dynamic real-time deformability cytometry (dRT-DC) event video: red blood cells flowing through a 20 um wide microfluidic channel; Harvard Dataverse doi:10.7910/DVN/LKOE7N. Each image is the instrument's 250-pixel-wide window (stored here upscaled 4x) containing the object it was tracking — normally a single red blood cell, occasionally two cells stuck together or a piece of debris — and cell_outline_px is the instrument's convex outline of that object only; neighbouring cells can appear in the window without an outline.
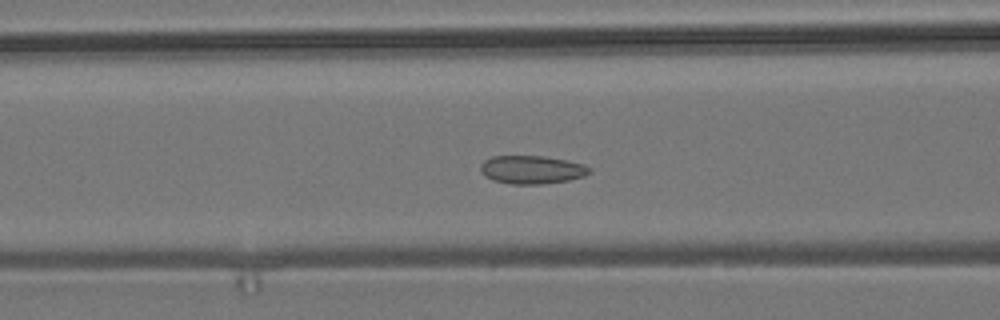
{"species": "common noctule bat (a hibernating species)", "species_latin": "Nyctalus noctula", "temperature_condition": "room temperature", "stored_images_in_passage": 51, "camera_frame_rate_fps": 3000, "um_per_image_px": 0.085, "animal": {"sex": "male", "body_mass_g": 19.2, "forearm_length_mm": 51.8}, "frame": {"image": 1, "passage_image": 21, "time_ms": 6.667, "image_size_px": [1000, 320], "cell_outline_px": [[592, 172], [584, 176], [568, 180], [540, 184], [512, 184], [492, 180], [484, 176], [480, 172], [480, 164], [484, 160], [492, 156], [544, 156], [568, 160], [584, 164], [592, 168]], "centroid_in_image_um": [45.2, 14.42], "position_along_channel_um": 121.4, "area_um2": 18.15}}
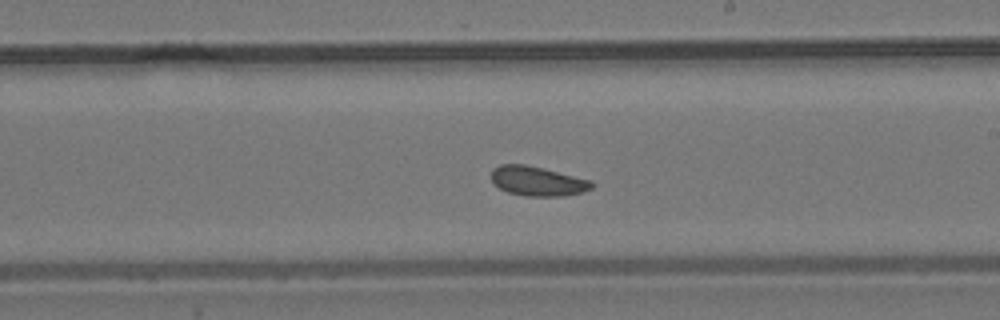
{"frame": {"image": 2, "passage_image": 31, "time_ms": 10.0, "image_size_px": [1000, 320], "cell_outline_px": [[596, 184], [592, 188], [580, 192], [564, 196], [524, 196], [508, 192], [492, 184], [492, 168], [500, 164], [524, 164], [544, 168], [592, 180]], "centroid_in_image_um": [45.69, 15.39], "position_along_channel_um": 243.3, "area_um2": 17.46}}
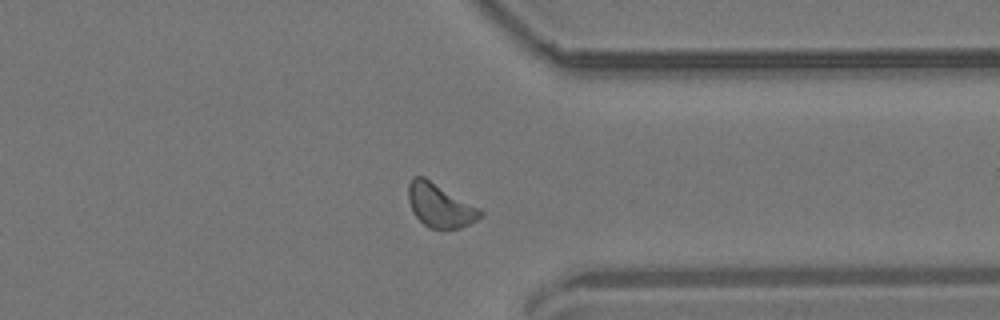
{"frame": {"image": 3, "passage_image": 42, "time_ms": 13.667, "image_size_px": [1000, 320], "cell_outline_px": [[484, 216], [460, 228], [428, 228], [412, 212], [408, 200], [408, 184], [412, 176], [424, 176], [480, 208], [484, 212]], "centroid_in_image_um": [37.39, 17.44], "position_along_channel_um": 374.0, "area_um2": 18.38}}